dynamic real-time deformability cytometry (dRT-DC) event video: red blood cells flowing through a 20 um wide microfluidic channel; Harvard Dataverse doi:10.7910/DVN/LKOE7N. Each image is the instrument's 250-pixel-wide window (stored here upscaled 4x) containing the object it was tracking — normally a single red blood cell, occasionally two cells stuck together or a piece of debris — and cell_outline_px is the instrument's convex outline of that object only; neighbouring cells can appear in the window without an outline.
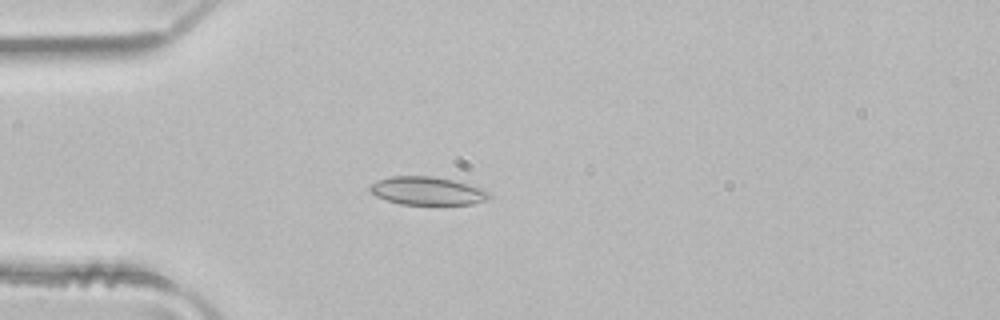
{"species": "common noctule bat (a hibernating species)", "species_latin": "Nyctalus noctula", "temperature_condition": "room temperature", "stored_images_in_passage": 4, "camera_frame_rate_fps": 3000, "um_per_image_px": 0.085, "animal": {"sex": "male", "body_mass_g": 21.5, "forearm_length_mm": 52.0}, "frame": {"image": 1, "passage_image": 4, "time_ms": 1.0, "image_size_px": [1000, 320], "cell_outline_px": [[492, 196], [484, 200], [472, 204], [400, 204], [376, 196], [368, 188], [372, 184], [380, 180], [392, 176], [432, 176], [452, 180], [484, 188]], "centroid_in_image_um": [36.35, 16.22], "position_along_channel_um": 48.7, "area_um2": 19.31}}